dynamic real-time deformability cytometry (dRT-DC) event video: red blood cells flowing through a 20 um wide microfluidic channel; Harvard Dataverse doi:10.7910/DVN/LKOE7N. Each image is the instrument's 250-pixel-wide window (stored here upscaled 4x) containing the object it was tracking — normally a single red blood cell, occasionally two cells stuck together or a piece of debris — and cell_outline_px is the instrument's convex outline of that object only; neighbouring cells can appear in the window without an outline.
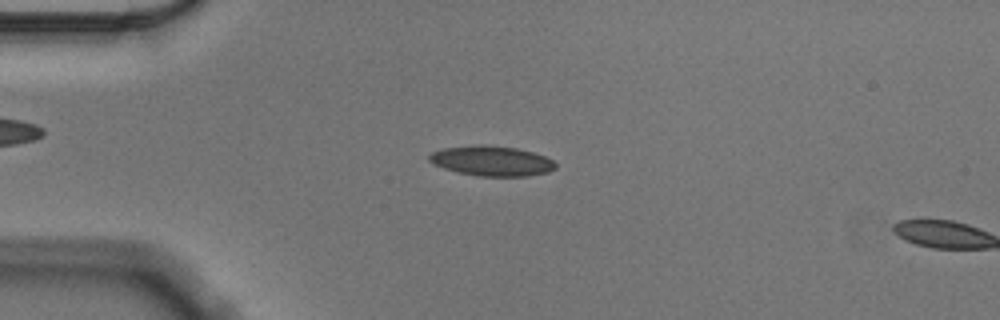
{"species": "Egyptian fruit bat (a non-hibernating species)", "species_latin": "Rousettus aegyptiacus", "temperature_condition": "cold", "stored_images_in_passage": 10, "camera_frame_rate_fps": 3000, "um_per_image_px": 0.085, "animal": {"sex": "male"}, "frame": {"image": 1, "passage_image": 9, "time_ms": 2.667, "image_size_px": [1000, 320], "cell_outline_px": [[556, 168], [548, 172], [528, 176], [480, 176], [456, 172], [444, 168], [428, 160], [428, 156], [432, 152], [444, 148], [480, 144], [484, 144], [516, 148], [532, 152], [544, 156], [552, 160], [556, 164]], "centroid_in_image_um": [41.8, 13.68], "position_along_channel_um": 43.2, "area_um2": 22.02}}